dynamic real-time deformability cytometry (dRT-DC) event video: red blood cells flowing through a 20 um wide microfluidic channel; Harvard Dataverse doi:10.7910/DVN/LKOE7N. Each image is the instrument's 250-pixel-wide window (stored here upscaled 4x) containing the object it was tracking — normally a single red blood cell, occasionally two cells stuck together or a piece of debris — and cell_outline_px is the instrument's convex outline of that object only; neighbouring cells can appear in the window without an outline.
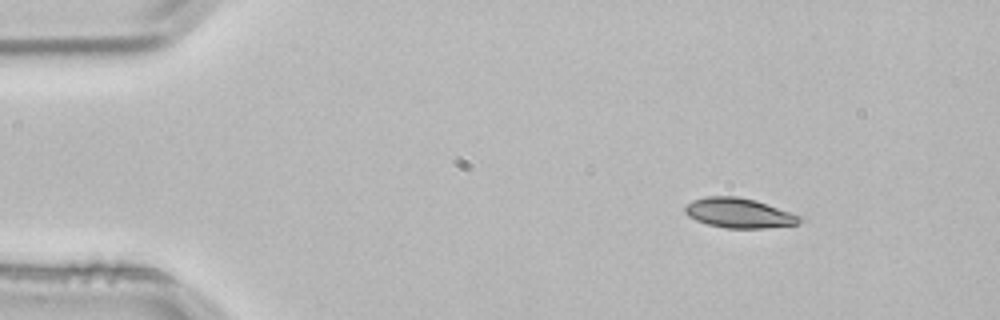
{"species": "common noctule bat (a hibernating species)", "species_latin": "Nyctalus noctula", "temperature_condition": "room temperature", "stored_images_in_passage": 4, "camera_frame_rate_fps": 3000, "um_per_image_px": 0.085, "animal": {"sex": "male", "body_mass_g": 21.5, "forearm_length_mm": 52.0}, "frame": {"image": 1, "passage_image": 1, "time_ms": 0.0, "image_size_px": [1000, 320], "cell_outline_px": [[808, 220], [796, 224], [764, 228], [724, 228], [708, 224], [696, 220], [688, 216], [684, 212], [684, 208], [692, 200], [708, 196], [736, 196], [756, 200], [804, 216]], "centroid_in_image_um": [62.88, 18.11], "position_along_channel_um": 22.1, "area_um2": 20.17}}
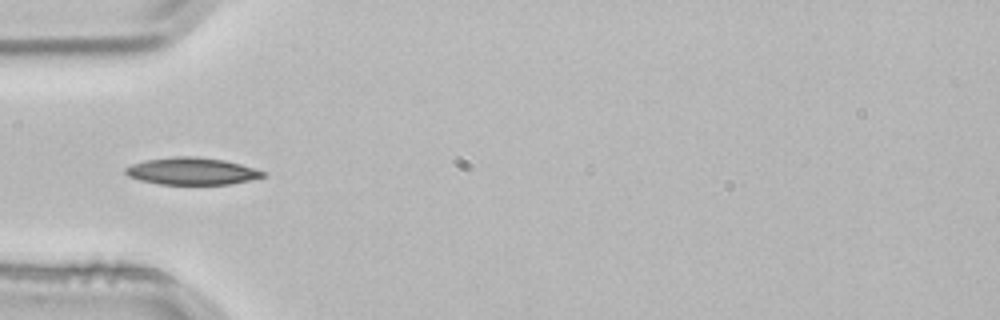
{"frame": {"image": 2, "passage_image": 3, "time_ms": 0.667, "image_size_px": [1000, 320], "cell_outline_px": [[264, 176], [248, 180], [228, 184], [160, 184], [140, 180], [128, 176], [124, 172], [124, 168], [132, 164], [144, 160], [172, 156], [196, 156], [224, 160], [240, 164], [264, 172]], "centroid_in_image_um": [16.23, 14.54], "position_along_channel_um": 68.8, "area_um2": 21.56}}